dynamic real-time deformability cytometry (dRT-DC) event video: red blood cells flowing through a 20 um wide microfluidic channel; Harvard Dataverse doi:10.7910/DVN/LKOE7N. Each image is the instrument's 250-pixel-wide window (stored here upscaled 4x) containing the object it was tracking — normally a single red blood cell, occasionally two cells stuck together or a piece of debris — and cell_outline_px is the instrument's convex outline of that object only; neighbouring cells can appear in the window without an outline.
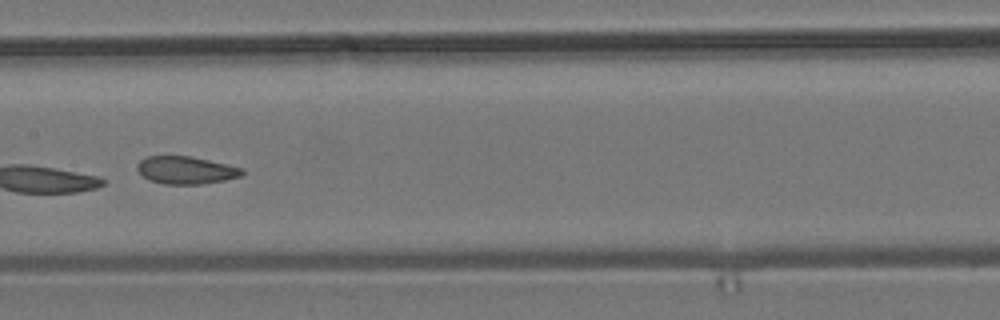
{"species": "common noctule bat (a hibernating species)", "species_latin": "Nyctalus noctula", "temperature_condition": "room temperature", "stored_images_in_passage": 14, "camera_frame_rate_fps": 3000, "um_per_image_px": 0.085, "animal": {"sex": "male", "body_mass_g": 19.2, "forearm_length_mm": 51.8}, "frame": {"image": 1, "passage_image": 8, "time_ms": 2.333, "image_size_px": [1000, 320], "cell_outline_px": [[244, 172], [240, 176], [224, 180], [200, 184], [164, 184], [148, 180], [136, 168], [136, 164], [140, 160], [148, 156], [192, 156], [244, 168]], "centroid_in_image_um": [15.79, 14.46], "position_along_channel_um": 191.6, "area_um2": 16.88}}